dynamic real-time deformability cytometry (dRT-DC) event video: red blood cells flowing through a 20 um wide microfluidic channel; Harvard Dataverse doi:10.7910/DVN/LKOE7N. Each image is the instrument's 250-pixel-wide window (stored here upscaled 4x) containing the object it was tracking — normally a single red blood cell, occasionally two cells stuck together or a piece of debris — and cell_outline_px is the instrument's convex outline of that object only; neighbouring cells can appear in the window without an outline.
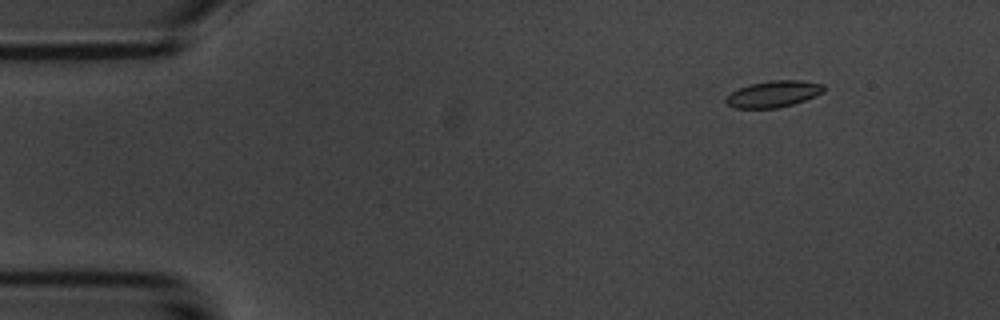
{"species": "common noctule bat (a hibernating species)", "species_latin": "Nyctalus noctula", "temperature_condition": "room temperature", "stored_images_in_passage": 9, "camera_frame_rate_fps": 3000, "um_per_image_px": 0.085, "animal": {"sex": "male", "body_mass_g": 20.1, "forearm_length_mm": 53.5}, "frame": {"image": 1, "passage_image": 2, "time_ms": 1.0, "image_size_px": [1000, 320], "cell_outline_px": [[824, 92], [804, 100], [792, 104], [776, 108], [736, 108], [728, 104], [724, 100], [732, 92], [740, 88], [752, 84], [772, 80], [800, 80], [824, 84]], "centroid_in_image_um": [65.77, 7.98], "position_along_channel_um": 19.2, "area_um2": 14.8}}
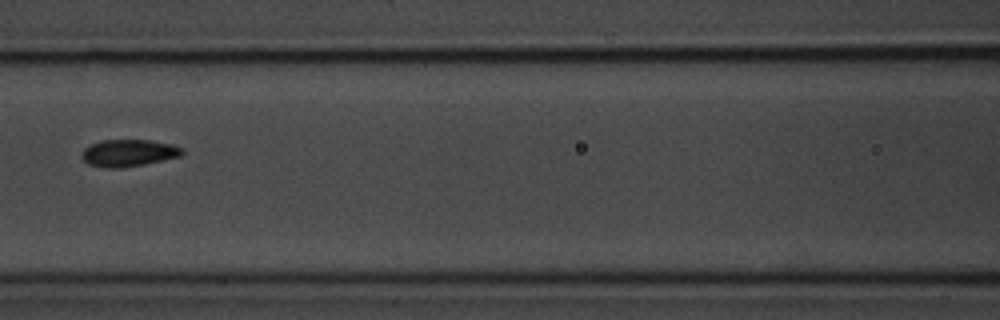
{"frame": {"image": 2, "passage_image": 7, "time_ms": 7.0, "image_size_px": [1000, 320], "cell_outline_px": [[184, 152], [180, 156], [144, 164], [120, 168], [104, 168], [88, 164], [80, 156], [84, 148], [100, 140], [148, 140], [172, 144], [184, 148]], "centroid_in_image_um": [10.91, 13.0], "position_along_channel_um": 155.7, "area_um2": 15.84}}
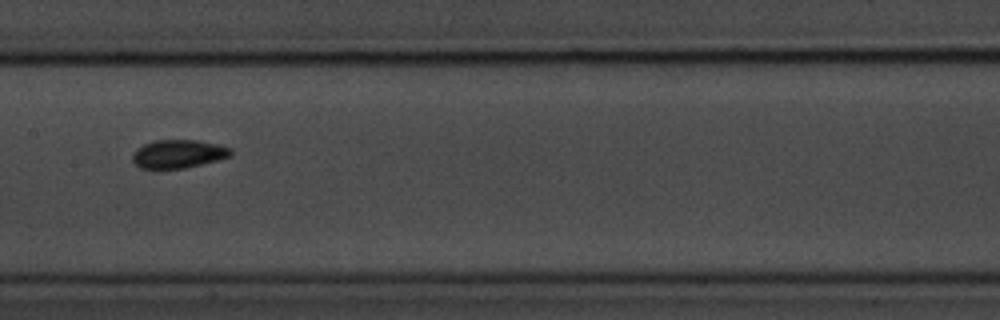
{"frame": {"image": 3, "passage_image": 8, "time_ms": 8.0, "image_size_px": [1000, 320], "cell_outline_px": [[232, 156], [184, 168], [140, 168], [132, 160], [132, 152], [136, 148], [144, 144], [156, 140], [196, 140], [216, 144], [232, 148]], "centroid_in_image_um": [15.14, 13.07], "position_along_channel_um": 192.3, "area_um2": 16.13}}